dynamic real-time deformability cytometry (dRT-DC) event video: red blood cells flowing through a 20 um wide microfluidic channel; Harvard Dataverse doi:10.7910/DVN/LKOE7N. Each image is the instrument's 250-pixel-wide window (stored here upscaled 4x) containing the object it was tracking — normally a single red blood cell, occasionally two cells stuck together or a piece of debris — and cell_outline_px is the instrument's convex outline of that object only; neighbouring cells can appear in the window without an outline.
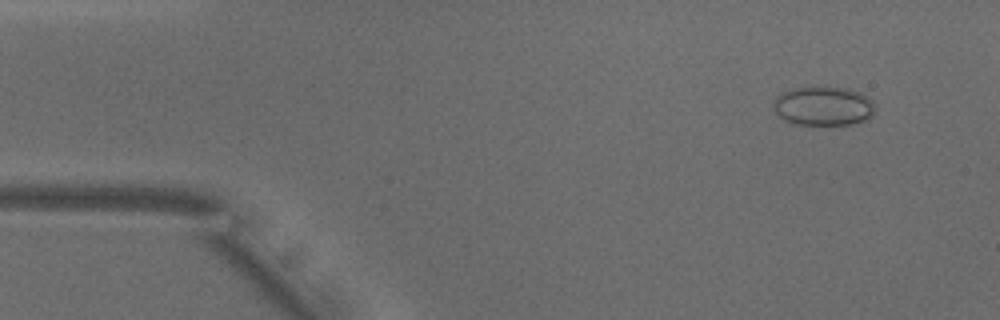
{"species": "common noctule bat (a hibernating species)", "species_latin": "Nyctalus noctula", "temperature_condition": "warm", "stored_images_in_passage": 50, "camera_frame_rate_fps": 3000, "um_per_image_px": 0.085, "animal": {"sex": "male", "body_mass_g": 18.8}, "frame": {"image": 1, "passage_image": 4, "time_ms": 1.0, "image_size_px": [1000, 320], "cell_outline_px": [[876, 112], [872, 116], [864, 120], [848, 124], [792, 124], [784, 120], [776, 112], [772, 104], [776, 96], [792, 88], [844, 88], [860, 92], [868, 96], [872, 100], [876, 108]], "centroid_in_image_um": [70.0, 9.02], "position_along_channel_um": 15.0, "area_um2": 23.0}}
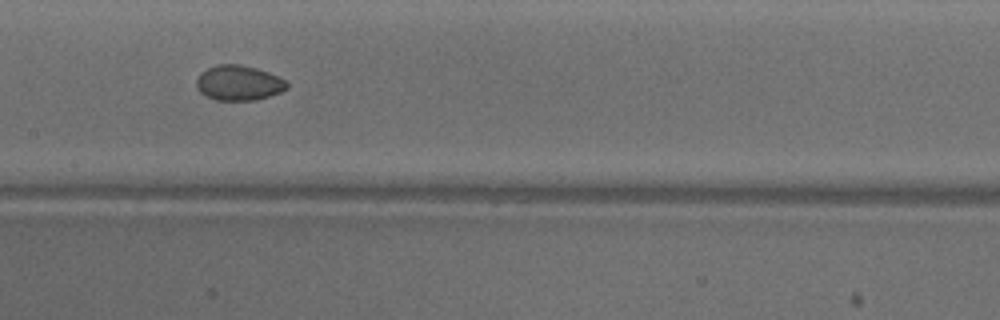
{"frame": {"image": 2, "passage_image": 24, "time_ms": 7.667, "image_size_px": [1000, 320], "cell_outline_px": [[288, 88], [280, 92], [256, 100], [216, 100], [200, 92], [196, 84], [196, 80], [200, 72], [216, 64], [240, 64], [256, 68], [268, 72], [284, 80], [288, 84]], "centroid_in_image_um": [20.27, 7.04], "position_along_channel_um": 187.1, "area_um2": 18.38}}
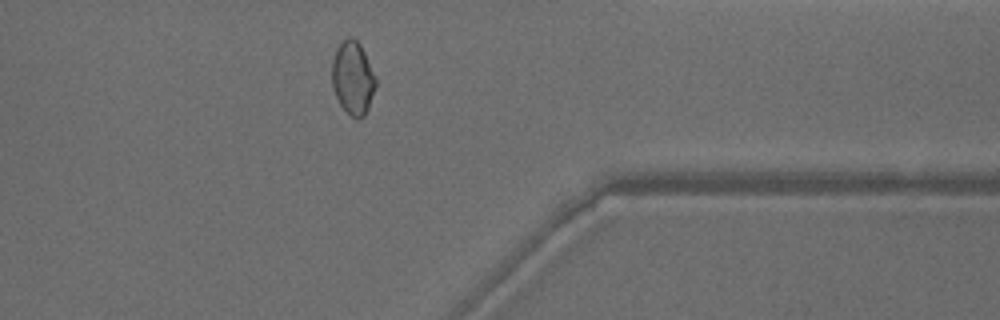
{"frame": {"image": 3, "passage_image": 40, "time_ms": 13.0, "image_size_px": [1000, 320], "cell_outline_px": [[376, 84], [368, 108], [364, 116], [360, 120], [356, 120], [340, 104], [336, 96], [332, 84], [332, 60], [336, 48], [348, 36], [352, 36], [360, 44], [376, 76]], "centroid_in_image_um": [29.99, 6.62], "position_along_channel_um": 381.4, "area_um2": 18.61}, "authors_computed_cell_mechanics": {"area_um2": 19.3052, "velocity_mm_per_s": 3.9109, "shape_relaxation_time_tau1_ms": 7.2057, "shape_relaxation_time_tau2_ms": 2.2708, "deformation_change_tau1": 0.1219, "deformation_change_tau2": 0.035}}